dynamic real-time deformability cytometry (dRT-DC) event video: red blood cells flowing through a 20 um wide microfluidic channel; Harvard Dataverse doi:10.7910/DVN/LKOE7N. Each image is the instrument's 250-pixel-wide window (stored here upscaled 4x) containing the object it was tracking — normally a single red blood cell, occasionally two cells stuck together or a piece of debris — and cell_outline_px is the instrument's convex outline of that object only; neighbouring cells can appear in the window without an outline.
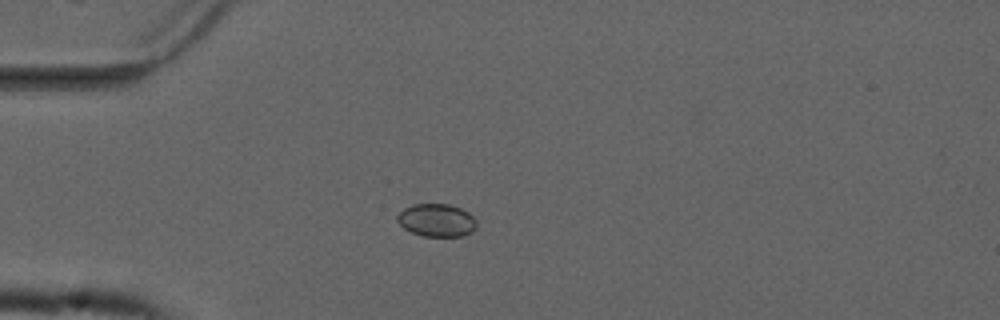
{"species": "common noctule bat (a hibernating species)", "species_latin": "Nyctalus noctula", "temperature_condition": "cold", "stored_images_in_passage": 5, "camera_frame_rate_fps": 3000, "um_per_image_px": 0.085, "animal": {"sex": "male", "forearm_length_mm": 52.5}, "frame": {"image": 1, "passage_image": 5, "time_ms": 1.333, "image_size_px": [1000, 320], "cell_outline_px": [[476, 228], [472, 232], [460, 236], [424, 236], [412, 232], [404, 228], [396, 220], [396, 216], [404, 208], [412, 204], [448, 204], [460, 208], [468, 212], [476, 220]], "centroid_in_image_um": [37.11, 18.71], "position_along_channel_um": 47.9, "area_um2": 15.14}}